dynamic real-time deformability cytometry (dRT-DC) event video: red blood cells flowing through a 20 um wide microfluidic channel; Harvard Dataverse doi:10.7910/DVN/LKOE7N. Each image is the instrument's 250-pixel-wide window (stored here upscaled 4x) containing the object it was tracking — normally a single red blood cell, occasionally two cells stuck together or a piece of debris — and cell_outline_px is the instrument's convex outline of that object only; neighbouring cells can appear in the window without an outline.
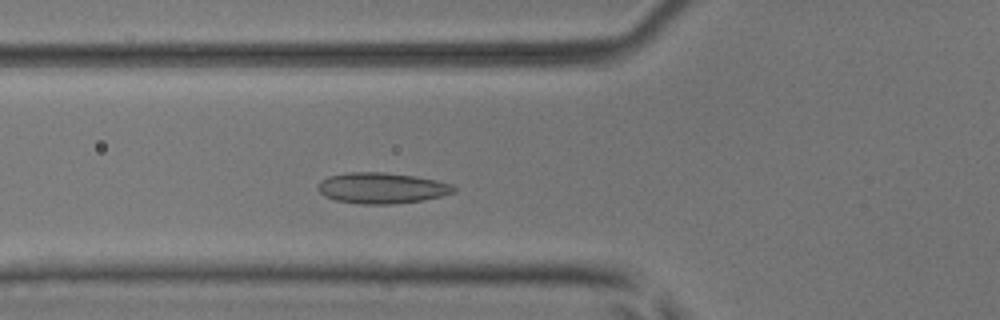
{"species": "common noctule bat (a hibernating species)", "species_latin": "Nyctalus noctula", "temperature_condition": "room temperature", "stored_images_in_passage": 43, "camera_frame_rate_fps": 3000, "um_per_image_px": 0.085, "animal": {"sex": "male", "body_mass_g": 17.9, "forearm_length_mm": 54.2}, "frame": {"image": 1, "passage_image": 8, "time_ms": 2.333, "image_size_px": [1000, 320], "cell_outline_px": [[456, 192], [424, 200], [392, 204], [360, 204], [336, 200], [324, 196], [316, 188], [320, 180], [328, 176], [348, 172], [384, 172], [416, 176], [436, 180], [452, 184], [456, 188]], "centroid_in_image_um": [32.44, 15.98], "position_along_channel_um": 93.4, "area_um2": 24.62}}
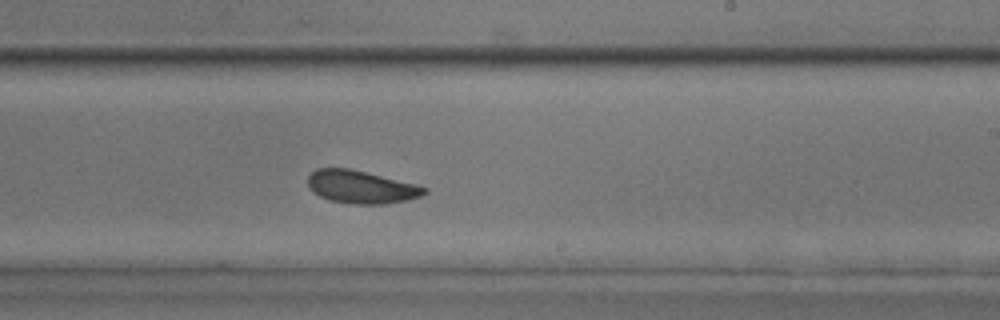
{"frame": {"image": 2, "passage_image": 21, "time_ms": 6.667, "image_size_px": [1000, 320], "cell_outline_px": [[428, 192], [420, 196], [408, 200], [384, 204], [352, 204], [328, 200], [312, 192], [308, 188], [308, 176], [316, 168], [348, 168], [416, 184], [428, 188]], "centroid_in_image_um": [30.68, 15.9], "position_along_channel_um": 258.3, "area_um2": 22.37}}
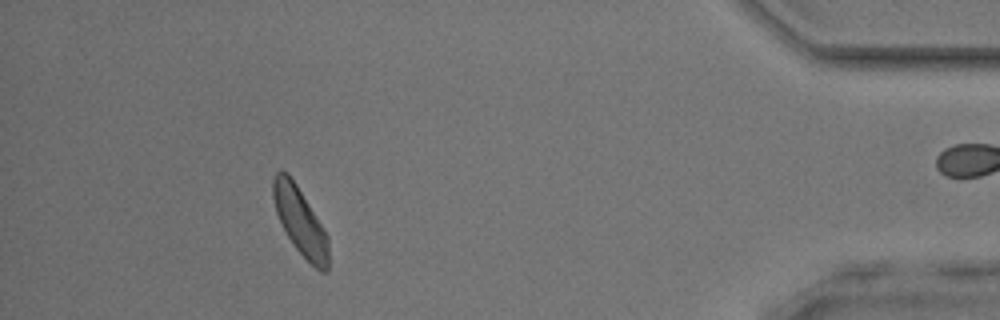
{"frame": {"image": 3, "passage_image": 37, "time_ms": 12.0, "image_size_px": [1000, 320], "cell_outline_px": [[328, 272], [320, 272], [292, 244], [276, 212], [272, 196], [272, 180], [276, 172], [288, 172], [296, 184], [324, 228], [328, 236]], "centroid_in_image_um": [25.52, 18.8], "position_along_channel_um": 409.7, "area_um2": 21.5}, "authors_computed_cell_mechanics": {"area_um2": 22.4264, "velocity_mm_per_s": 3.8214, "shape_relaxation_time_tau1_ms": 2.9885, "shape_relaxation_time_tau2_ms": 2.5769, "deformation_change_tau1": 0.0662, "deformation_change_tau2": 0.0671}}